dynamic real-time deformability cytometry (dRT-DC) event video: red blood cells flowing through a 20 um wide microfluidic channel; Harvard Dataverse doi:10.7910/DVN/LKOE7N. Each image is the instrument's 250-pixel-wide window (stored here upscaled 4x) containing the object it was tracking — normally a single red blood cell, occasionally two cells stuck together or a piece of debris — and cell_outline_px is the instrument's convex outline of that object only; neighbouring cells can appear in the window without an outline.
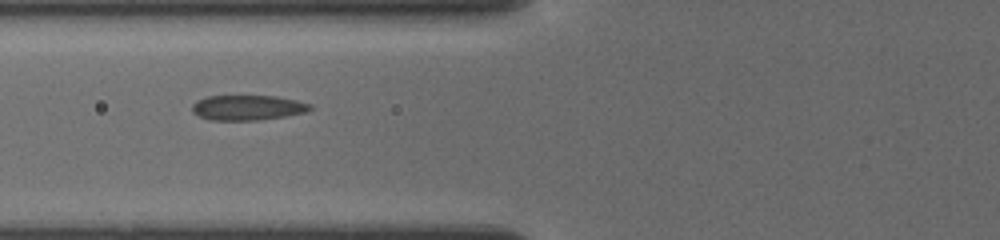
{"species": "common noctule bat (a hibernating species)", "species_latin": "Nyctalus noctula", "temperature_condition": "cold", "stored_images_in_passage": 12, "camera_frame_rate_fps": 3000, "um_per_image_px": 0.085, "animal": {"sex": "female", "body_mass_g": 19.5, "forearm_length_mm": 54.1}, "frame": {"image": 1, "passage_image": 2, "time_ms": 0.667, "image_size_px": [1000, 240], "cell_outline_px": [[312, 108], [308, 112], [288, 116], [260, 120], [208, 120], [192, 112], [192, 104], [196, 100], [208, 96], [276, 96], [296, 100], [312, 104]], "centroid_in_image_um": [21.07, 9.15], "position_along_channel_um": 104.7, "area_um2": 17.46}}
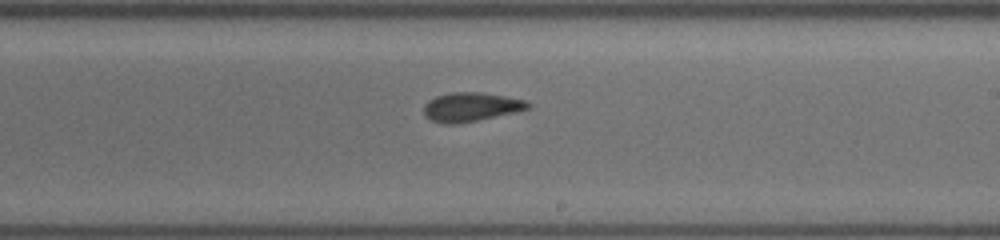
{"frame": {"image": 2, "passage_image": 8, "time_ms": 4.333, "image_size_px": [1000, 240], "cell_outline_px": [[532, 108], [516, 112], [456, 124], [444, 124], [432, 120], [424, 116], [424, 104], [428, 100], [436, 96], [448, 92], [484, 92], [528, 100], [532, 104]], "centroid_in_image_um": [40.06, 9.07], "position_along_channel_um": 248.9, "area_um2": 17.86}}
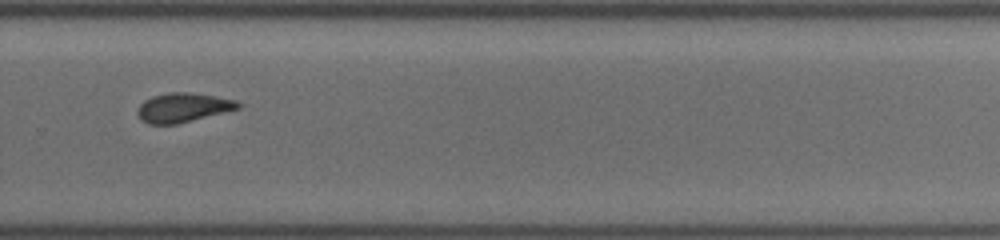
{"frame": {"image": 3, "passage_image": 11, "time_ms": 6.0, "image_size_px": [1000, 240], "cell_outline_px": [[244, 104], [240, 108], [176, 124], [148, 124], [140, 120], [136, 112], [140, 104], [144, 100], [152, 96], [168, 92], [184, 92], [212, 96], [236, 100]], "centroid_in_image_um": [15.52, 9.14], "position_along_channel_um": 314.3, "area_um2": 17.05}}